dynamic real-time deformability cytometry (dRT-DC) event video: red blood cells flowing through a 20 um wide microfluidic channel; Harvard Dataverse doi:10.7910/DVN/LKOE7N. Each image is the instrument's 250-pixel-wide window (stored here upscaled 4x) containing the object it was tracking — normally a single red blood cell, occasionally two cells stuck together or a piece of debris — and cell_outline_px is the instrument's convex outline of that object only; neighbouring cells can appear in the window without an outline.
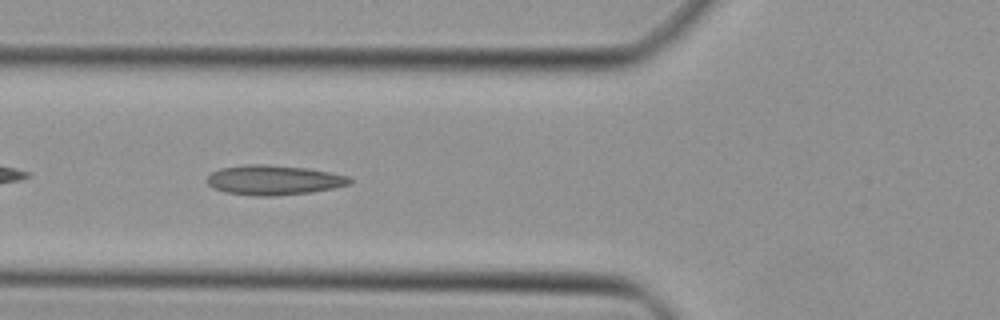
{"species": "Egyptian fruit bat (a non-hibernating species)", "species_latin": "Rousettus aegyptiacus", "temperature_condition": "cold", "stored_images_in_passage": 30, "camera_frame_rate_fps": 3000, "um_per_image_px": 0.085, "animal": {"sex": "female"}, "frame": {"image": 1, "passage_image": 4, "time_ms": 1.0, "image_size_px": [1000, 320], "cell_outline_px": [[352, 184], [312, 192], [272, 196], [256, 196], [224, 192], [212, 188], [208, 184], [208, 176], [212, 172], [220, 168], [244, 164], [264, 164], [308, 168], [332, 172], [348, 176], [352, 180]], "centroid_in_image_um": [23.27, 15.3], "position_along_channel_um": 102.5, "area_um2": 24.91}}
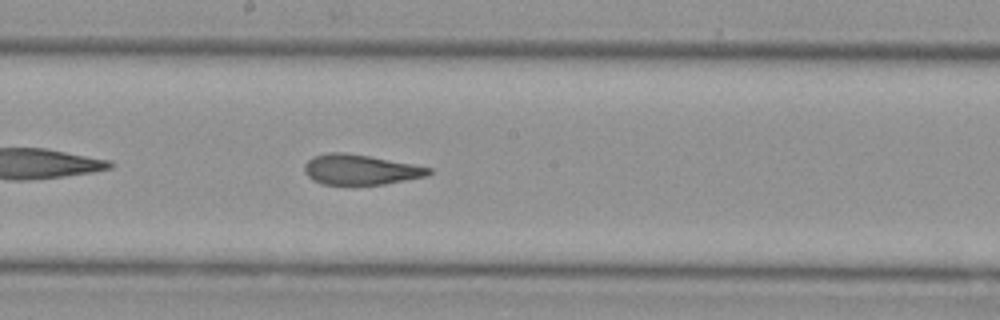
{"frame": {"image": 2, "passage_image": 12, "time_ms": 3.667, "image_size_px": [1000, 320], "cell_outline_px": [[432, 172], [428, 176], [384, 184], [324, 184], [312, 180], [304, 172], [304, 164], [312, 156], [328, 152], [344, 152], [368, 156], [412, 164], [432, 168]], "centroid_in_image_um": [30.61, 14.41], "position_along_channel_um": 217.6, "area_um2": 21.79}}
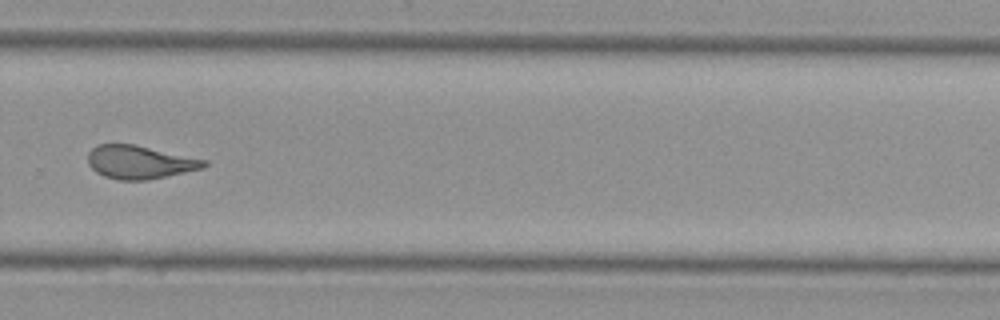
{"frame": {"image": 3, "passage_image": 19, "time_ms": 6.0, "image_size_px": [1000, 320], "cell_outline_px": [[208, 164], [204, 168], [148, 180], [116, 180], [104, 176], [96, 172], [88, 164], [88, 152], [92, 148], [100, 144], [136, 144], [208, 160]], "centroid_in_image_um": [11.89, 13.78], "position_along_channel_um": 317.9, "area_um2": 22.72}}